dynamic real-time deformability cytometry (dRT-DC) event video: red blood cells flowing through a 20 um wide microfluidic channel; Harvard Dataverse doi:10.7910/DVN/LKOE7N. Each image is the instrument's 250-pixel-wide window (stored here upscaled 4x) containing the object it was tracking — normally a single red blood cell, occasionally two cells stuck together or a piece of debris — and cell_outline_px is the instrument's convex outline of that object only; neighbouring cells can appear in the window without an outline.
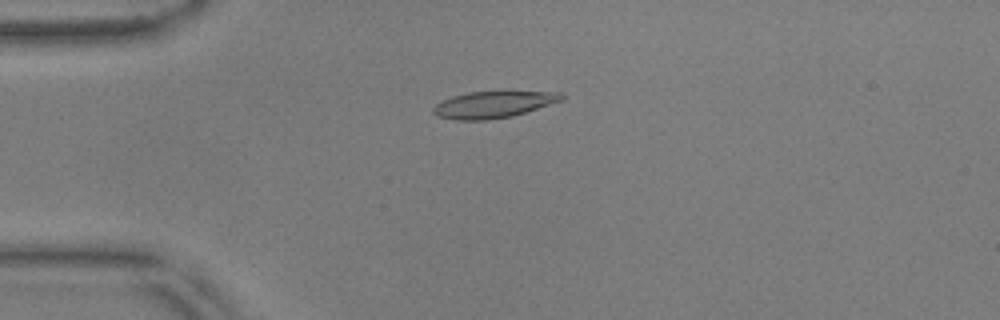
{"species": "common noctule bat (a hibernating species)", "species_latin": "Nyctalus noctula", "temperature_condition": "warm", "stored_images_in_passage": 55, "camera_frame_rate_fps": 3000, "um_per_image_px": 0.085, "animal": {"sex": "male", "body_mass_g": 17.9, "forearm_length_mm": 54.2}, "frame": {"image": 1, "passage_image": 14, "time_ms": 4.333, "image_size_px": [1000, 320], "cell_outline_px": [[564, 100], [512, 116], [488, 120], [452, 120], [436, 116], [432, 112], [432, 108], [436, 104], [452, 96], [468, 92], [504, 88], [560, 92], [564, 96]], "centroid_in_image_um": [41.99, 8.82], "position_along_channel_um": 43.0, "area_um2": 21.15}}
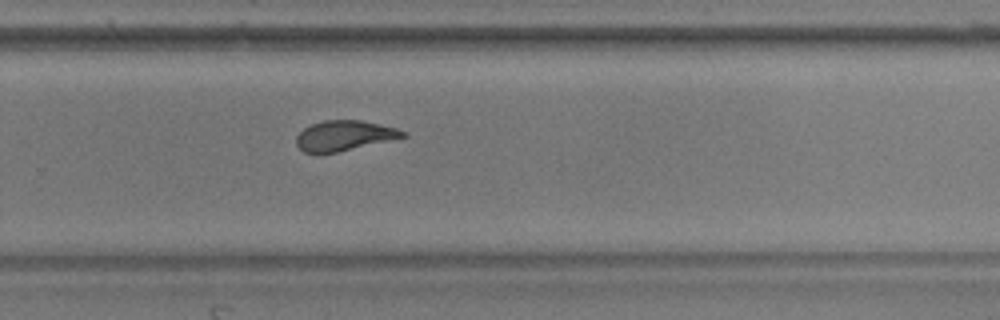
{"frame": {"image": 2, "passage_image": 37, "time_ms": 12.0, "image_size_px": [1000, 320], "cell_outline_px": [[408, 136], [336, 152], [304, 152], [296, 144], [296, 136], [304, 128], [312, 124], [324, 120], [360, 120], [380, 124], [396, 128], [408, 132]], "centroid_in_image_um": [29.28, 11.51], "position_along_channel_um": 300.5, "area_um2": 18.44}}
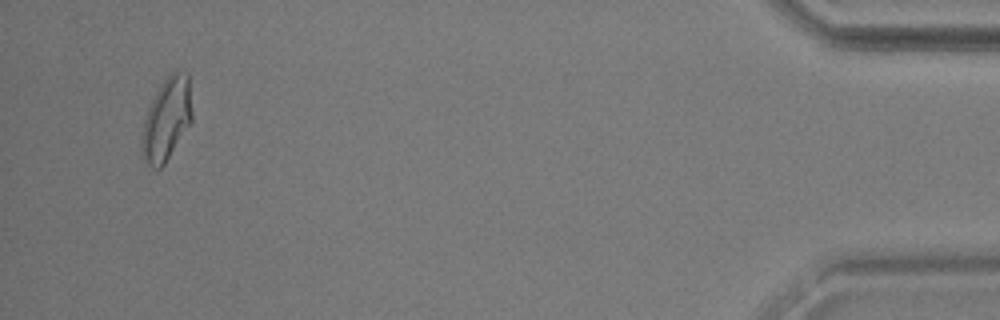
{"frame": {"image": 3, "passage_image": 53, "time_ms": 17.333, "image_size_px": [1000, 320], "cell_outline_px": [[192, 120], [164, 164], [160, 168], [156, 168], [148, 164], [144, 160], [140, 152], [140, 136], [144, 120], [148, 108], [156, 92], [168, 72], [176, 68], [188, 72], [192, 112]], "centroid_in_image_um": [14.15, 10.07], "position_along_channel_um": 421.1, "area_um2": 24.51}, "authors_computed_cell_mechanics": {"area_um2": 20.0566, "velocity_mm_per_s": 3.6588, "shape_relaxation_time_tau1_ms": 9.8741, "shape_relaxation_time_tau2_ms": 1.4222, "deformation_change_tau1": 0.297, "deformation_change_tau2": 0.0847}}